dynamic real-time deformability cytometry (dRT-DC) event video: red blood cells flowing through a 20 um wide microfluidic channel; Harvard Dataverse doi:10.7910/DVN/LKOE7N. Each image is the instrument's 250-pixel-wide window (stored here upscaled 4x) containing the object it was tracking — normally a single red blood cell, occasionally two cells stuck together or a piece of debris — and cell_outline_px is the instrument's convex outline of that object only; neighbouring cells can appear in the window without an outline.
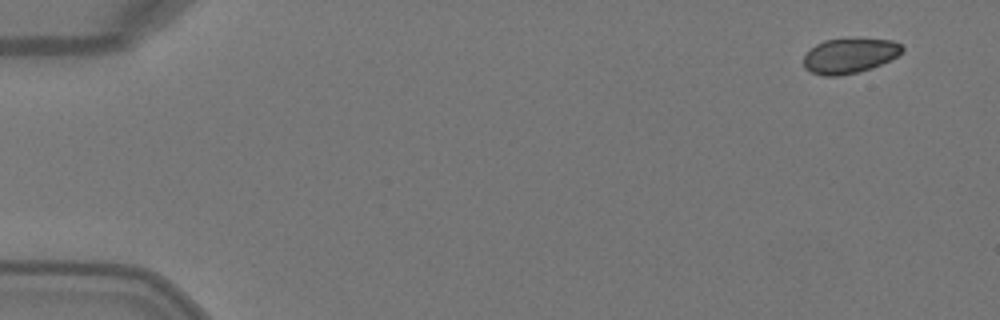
{"species": "Egyptian fruit bat (a non-hibernating species)", "species_latin": "Rousettus aegyptiacus", "temperature_condition": "warm", "stored_images_in_passage": 6, "camera_frame_rate_fps": 3000, "um_per_image_px": 0.085, "animal": {"sex": "female"}, "frame": {"image": 1, "passage_image": 1, "time_ms": 0.0, "image_size_px": [1000, 320], "cell_outline_px": [[904, 48], [896, 56], [872, 68], [840, 76], [824, 76], [812, 72], [804, 68], [804, 56], [816, 44], [824, 40], [892, 40], [900, 44]], "centroid_in_image_um": [72.17, 4.76], "position_along_channel_um": 12.8, "area_um2": 19.48}}
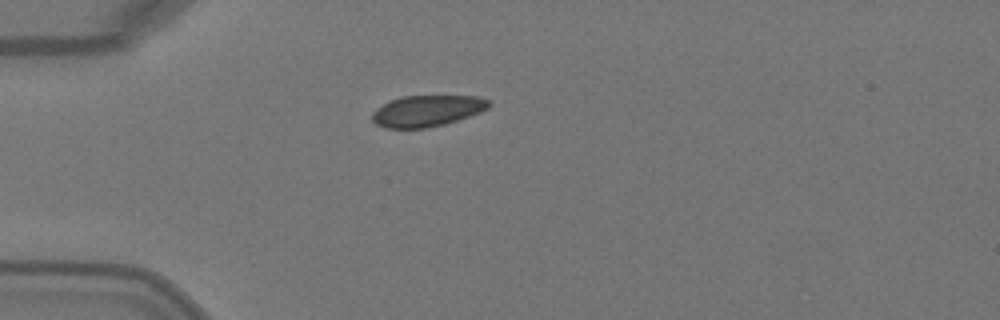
{"frame": {"image": 2, "passage_image": 4, "time_ms": 1.0, "image_size_px": [1000, 320], "cell_outline_px": [[492, 104], [488, 108], [480, 112], [444, 124], [424, 128], [388, 128], [376, 124], [372, 120], [372, 112], [376, 108], [392, 100], [404, 96], [476, 96], [492, 100]], "centroid_in_image_um": [36.32, 9.41], "position_along_channel_um": 48.7, "area_um2": 21.1}}
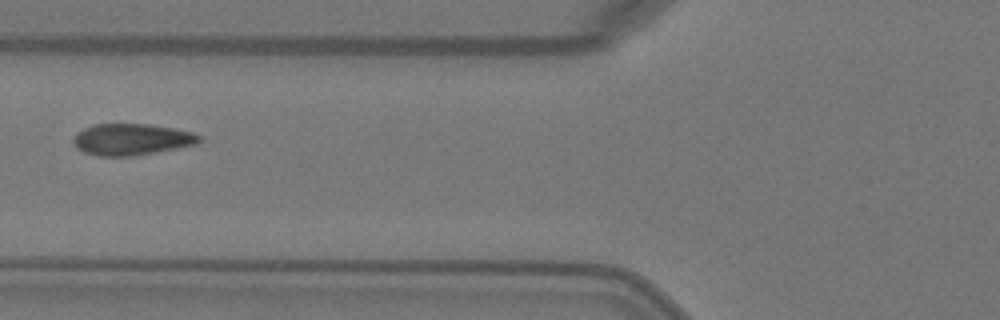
{"frame": {"image": 3, "passage_image": 6, "time_ms": 1.667, "image_size_px": [1000, 320], "cell_outline_px": [[200, 140], [196, 144], [156, 152], [132, 156], [96, 156], [84, 152], [76, 148], [72, 140], [76, 132], [84, 128], [96, 124], [148, 124], [172, 128], [192, 132], [200, 136]], "centroid_in_image_um": [11.13, 11.85], "position_along_channel_um": 114.7, "area_um2": 23.0}}